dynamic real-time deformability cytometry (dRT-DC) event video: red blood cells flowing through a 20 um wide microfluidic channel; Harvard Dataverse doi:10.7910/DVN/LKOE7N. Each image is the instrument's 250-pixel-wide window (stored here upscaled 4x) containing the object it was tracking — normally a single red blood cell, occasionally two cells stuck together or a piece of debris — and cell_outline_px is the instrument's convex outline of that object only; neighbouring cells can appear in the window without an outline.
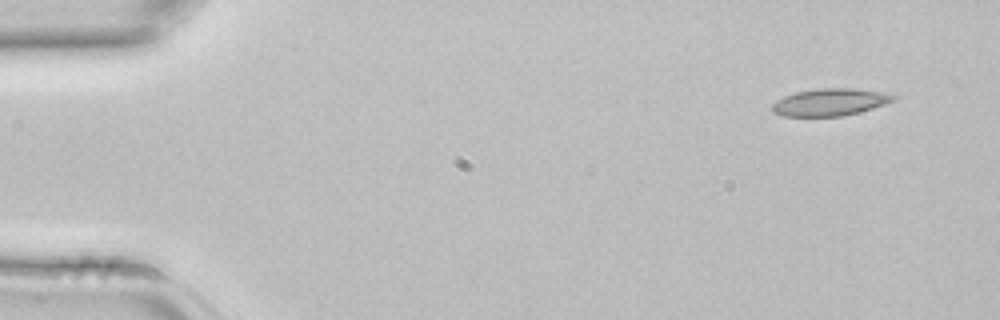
{"species": "common noctule bat (a hibernating species)", "species_latin": "Nyctalus noctula", "temperature_condition": "room temperature", "stored_images_in_passage": 4, "camera_frame_rate_fps": 3000, "um_per_image_px": 0.085, "animal": {"sex": "female", "body_mass_g": 22.7, "forearm_length_mm": 54.2}, "frame": {"image": 1, "passage_image": 1, "time_ms": 0.0, "image_size_px": [1000, 320], "cell_outline_px": [[896, 100], [860, 112], [840, 116], [784, 116], [772, 112], [772, 104], [776, 100], [784, 96], [796, 92], [820, 88], [856, 88], [884, 92], [896, 96]], "centroid_in_image_um": [70.55, 8.67], "position_along_channel_um": 14.4, "area_um2": 19.25}}
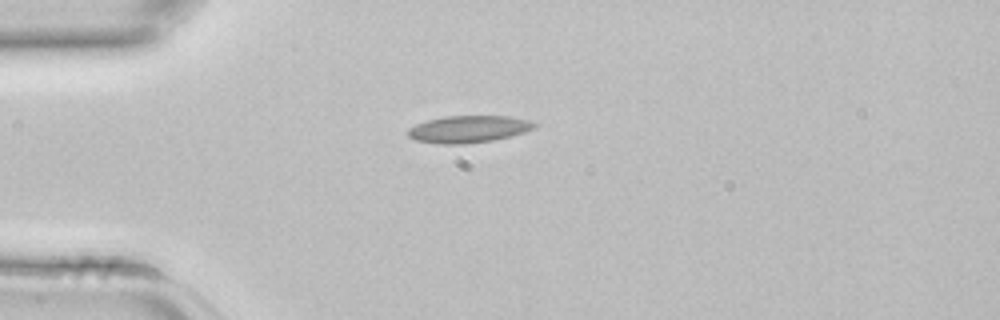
{"frame": {"image": 2, "passage_image": 3, "time_ms": 0.667, "image_size_px": [1000, 320], "cell_outline_px": [[536, 124], [532, 128], [524, 132], [492, 140], [464, 144], [440, 144], [416, 140], [408, 136], [408, 128], [416, 124], [428, 120], [444, 116], [508, 116], [528, 120]], "centroid_in_image_um": [39.77, 10.97], "position_along_channel_um": 45.2, "area_um2": 19.65}}